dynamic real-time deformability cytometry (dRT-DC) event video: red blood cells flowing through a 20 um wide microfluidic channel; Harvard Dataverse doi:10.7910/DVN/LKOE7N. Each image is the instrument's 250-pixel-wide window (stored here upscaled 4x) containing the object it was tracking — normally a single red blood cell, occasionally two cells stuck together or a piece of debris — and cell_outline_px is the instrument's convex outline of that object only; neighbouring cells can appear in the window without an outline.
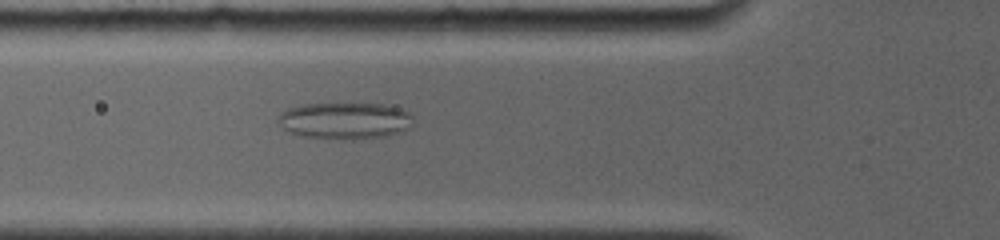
{"species": "common noctule bat (a hibernating species)", "species_latin": "Nyctalus noctula", "temperature_condition": "room temperature", "stored_images_in_passage": 40, "camera_frame_rate_fps": 4000, "um_per_image_px": 0.085, "animal": {"sex": "female", "body_mass_g": 19.0, "forearm_length_mm": 56.7}, "frame": {"image": 1, "passage_image": 11, "time_ms": 5.5, "image_size_px": [1000, 240], "cell_outline_px": [[412, 116], [408, 128], [404, 132], [384, 136], [352, 140], [304, 136], [288, 132], [276, 120], [280, 112], [288, 108], [300, 104], [380, 104], [400, 108], [408, 112]], "centroid_in_image_um": [29.28, 10.26], "position_along_channel_um": 96.5, "area_um2": 28.84}}
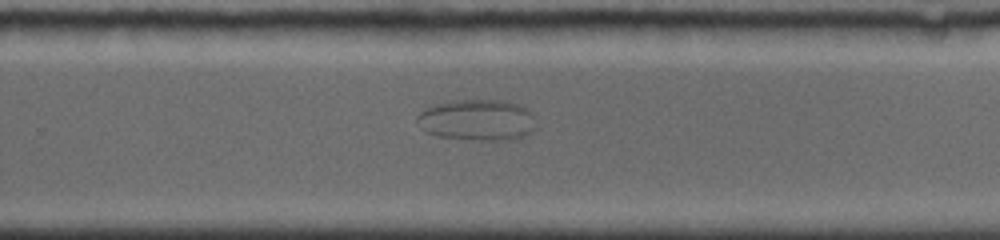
{"frame": {"image": 2, "passage_image": 25, "time_ms": 11.0, "image_size_px": [1000, 240], "cell_outline_px": [[536, 128], [532, 132], [524, 136], [504, 140], [480, 140], [436, 136], [424, 132], [416, 120], [416, 116], [420, 112], [436, 104], [452, 100], [496, 100], [520, 104], [532, 116]], "centroid_in_image_um": [40.53, 10.21], "position_along_channel_um": 289.3, "area_um2": 28.38}}
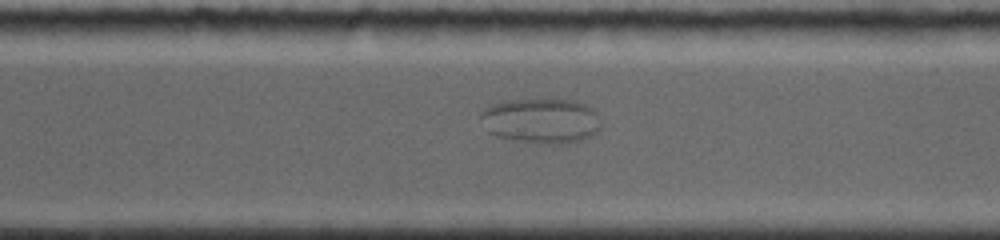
{"frame": {"image": 3, "passage_image": 28, "time_ms": 12.0, "image_size_px": [1000, 240], "cell_outline_px": [[600, 128], [592, 136], [580, 140], [548, 144], [520, 140], [496, 136], [488, 132], [480, 116], [480, 112], [484, 108], [492, 104], [508, 100], [572, 100], [584, 104], [592, 108], [596, 112], [600, 124]], "centroid_in_image_um": [45.98, 10.25], "position_along_channel_um": 324.6, "area_um2": 31.1}}